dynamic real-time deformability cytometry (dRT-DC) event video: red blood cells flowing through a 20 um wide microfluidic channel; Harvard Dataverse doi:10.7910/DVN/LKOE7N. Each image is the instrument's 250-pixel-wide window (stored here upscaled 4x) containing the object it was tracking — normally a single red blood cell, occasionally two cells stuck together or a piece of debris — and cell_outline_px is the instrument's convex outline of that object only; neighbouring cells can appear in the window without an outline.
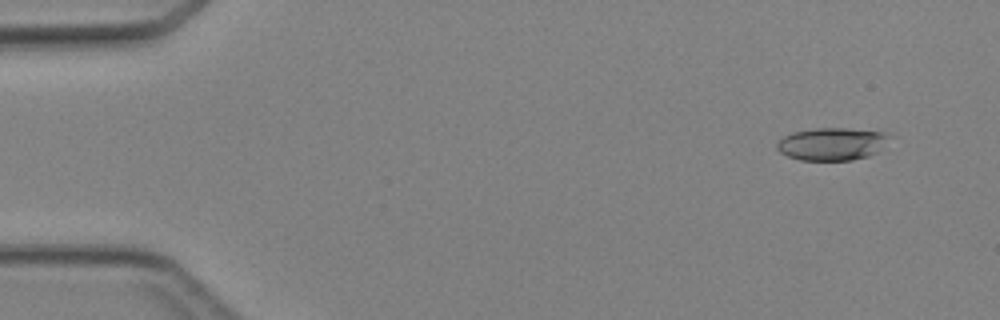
{"species": "Egyptian fruit bat (a non-hibernating species)", "species_latin": "Rousettus aegyptiacus", "temperature_condition": "cold", "stored_images_in_passage": 3, "segment_of_instrument_passage": [2, 2], "camera_frame_rate_fps": 3000, "um_per_image_px": 0.085, "animal": {"sex": "female"}, "frame": {"image": 1, "passage_image": 3, "time_ms": 3.333, "image_size_px": [1000, 320], "cell_outline_px": [[892, 136], [876, 152], [868, 156], [852, 160], [800, 160], [788, 156], [780, 152], [776, 148], [776, 144], [784, 136], [792, 132], [816, 128], [848, 128], [884, 132]], "centroid_in_image_um": [70.7, 12.23], "position_along_channel_um": 14.3, "area_um2": 21.33}}